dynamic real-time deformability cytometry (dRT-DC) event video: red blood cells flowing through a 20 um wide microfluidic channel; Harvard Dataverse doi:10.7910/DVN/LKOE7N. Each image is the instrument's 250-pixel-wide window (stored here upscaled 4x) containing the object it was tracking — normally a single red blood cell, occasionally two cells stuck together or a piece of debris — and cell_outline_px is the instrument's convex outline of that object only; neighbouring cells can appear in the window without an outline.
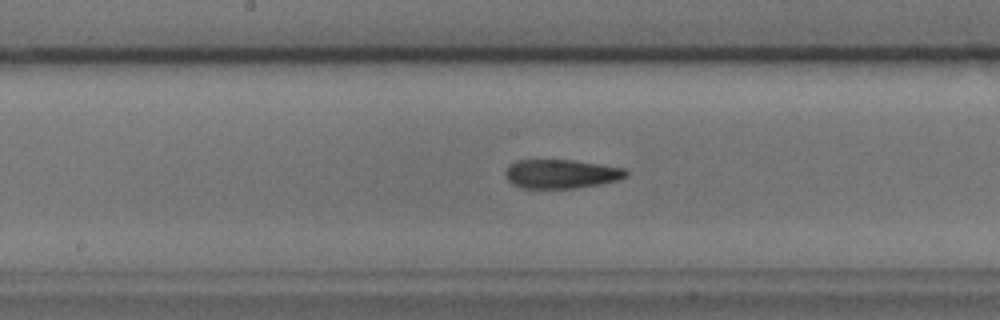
{"species": "common noctule bat (a hibernating species)", "species_latin": "Nyctalus noctula", "temperature_condition": "cold", "stored_images_in_passage": 40, "camera_frame_rate_fps": 3000, "um_per_image_px": 0.085, "animal": {"sex": "male", "body_mass_g": 17.9, "forearm_length_mm": 54.2}, "frame": {"image": 1, "passage_image": 15, "time_ms": 4.667, "image_size_px": [1000, 320], "cell_outline_px": [[628, 176], [620, 180], [600, 184], [576, 188], [520, 188], [512, 184], [504, 176], [504, 172], [508, 164], [516, 160], [572, 160], [624, 168], [628, 172]], "centroid_in_image_um": [47.67, 14.78], "position_along_channel_um": 200.5, "area_um2": 20.58}}
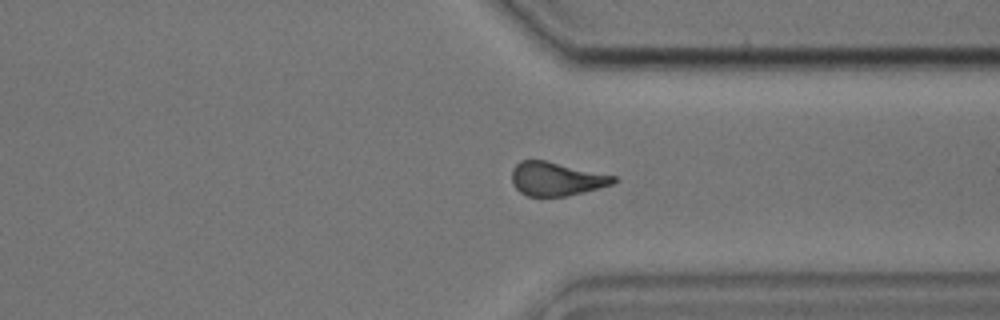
{"frame": {"image": 2, "passage_image": 28, "time_ms": 9.0, "image_size_px": [1000, 320], "cell_outline_px": [[616, 180], [612, 184], [564, 196], [528, 196], [520, 192], [512, 184], [512, 168], [520, 160], [544, 160], [616, 176]], "centroid_in_image_um": [47.23, 15.19], "position_along_channel_um": 364.2, "area_um2": 19.59}}
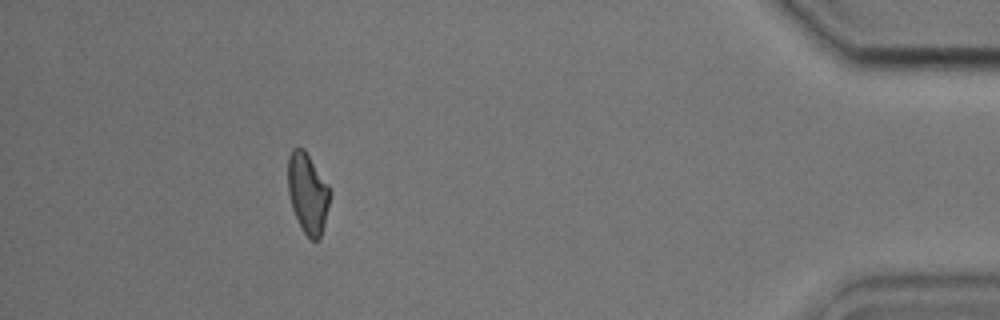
{"frame": {"image": 3, "passage_image": 36, "time_ms": 11.667, "image_size_px": [1000, 320], "cell_outline_px": [[328, 204], [324, 224], [320, 236], [316, 240], [312, 240], [304, 232], [292, 208], [288, 192], [288, 156], [292, 148], [304, 148], [328, 184]], "centroid_in_image_um": [26.12, 16.37], "position_along_channel_um": 409.1, "area_um2": 19.13}, "authors_computed_cell_mechanics": {"area_um2": 20.519, "velocity_mm_per_s": 3.7847, "shape_relaxation_time_tau1_ms": 5.7735, "shape_relaxation_time_tau2_ms": 2.8624, "deformation_change_tau1": 0.17, "deformation_change_tau2": 0.1191}}